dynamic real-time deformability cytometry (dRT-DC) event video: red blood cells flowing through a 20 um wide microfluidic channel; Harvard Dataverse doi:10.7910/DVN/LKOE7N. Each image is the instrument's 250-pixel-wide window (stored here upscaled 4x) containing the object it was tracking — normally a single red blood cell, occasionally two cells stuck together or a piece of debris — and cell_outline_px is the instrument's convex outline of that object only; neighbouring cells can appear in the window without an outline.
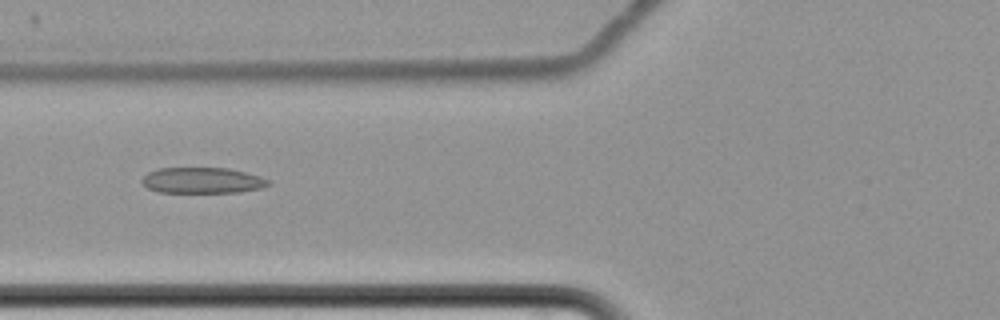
{"species": "common noctule bat (a hibernating species)", "species_latin": "Nyctalus noctula", "temperature_condition": "cold", "stored_images_in_passage": 4, "camera_frame_rate_fps": 3000, "um_per_image_px": 0.085, "animal": {"sex": "female", "body_mass_g": 22.7, "forearm_length_mm": 54.2}, "frame": {"image": 1, "passage_image": 2, "time_ms": 1.333, "image_size_px": [1000, 320], "cell_outline_px": [[272, 184], [264, 188], [240, 192], [160, 192], [148, 188], [140, 180], [148, 172], [156, 168], [228, 168], [260, 176], [268, 180]], "centroid_in_image_um": [17.22, 15.33], "position_along_channel_um": 108.6, "area_um2": 19.07}}
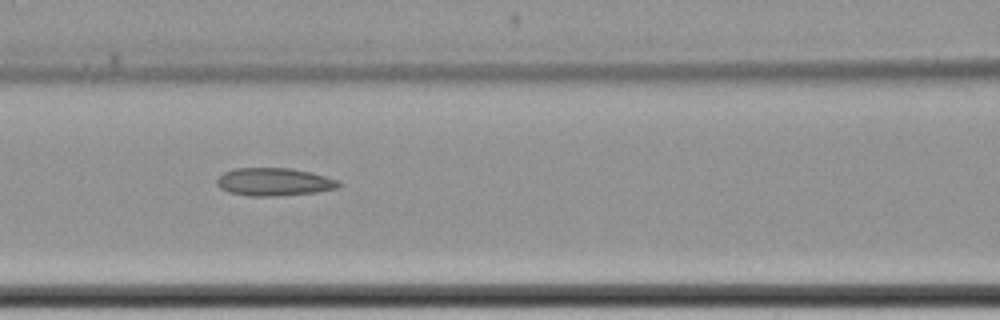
{"frame": {"image": 2, "passage_image": 3, "time_ms": 2.333, "image_size_px": [1000, 320], "cell_outline_px": [[340, 188], [316, 192], [276, 196], [248, 196], [228, 192], [220, 188], [216, 184], [216, 180], [224, 172], [232, 168], [292, 168], [312, 172], [340, 180]], "centroid_in_image_um": [23.31, 15.46], "position_along_channel_um": 143.3, "area_um2": 20.06}}
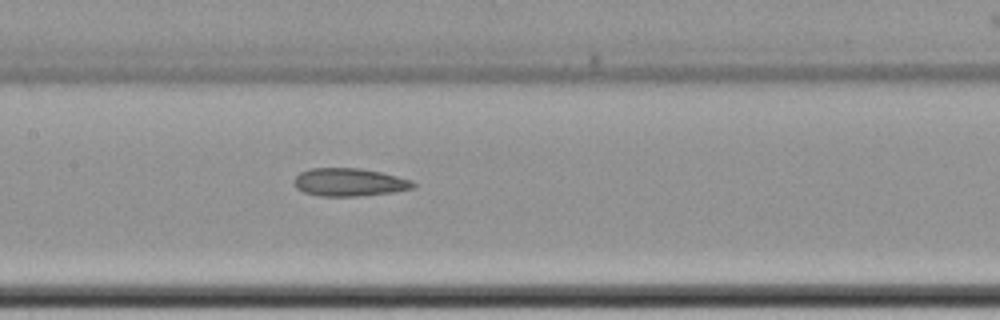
{"frame": {"image": 3, "passage_image": 4, "time_ms": 3.333, "image_size_px": [1000, 320], "cell_outline_px": [[416, 184], [412, 188], [392, 192], [356, 196], [320, 196], [304, 192], [296, 188], [292, 180], [300, 172], [308, 168], [360, 168], [380, 172], [412, 180]], "centroid_in_image_um": [29.64, 15.48], "position_along_channel_um": 177.8, "area_um2": 19.36}}